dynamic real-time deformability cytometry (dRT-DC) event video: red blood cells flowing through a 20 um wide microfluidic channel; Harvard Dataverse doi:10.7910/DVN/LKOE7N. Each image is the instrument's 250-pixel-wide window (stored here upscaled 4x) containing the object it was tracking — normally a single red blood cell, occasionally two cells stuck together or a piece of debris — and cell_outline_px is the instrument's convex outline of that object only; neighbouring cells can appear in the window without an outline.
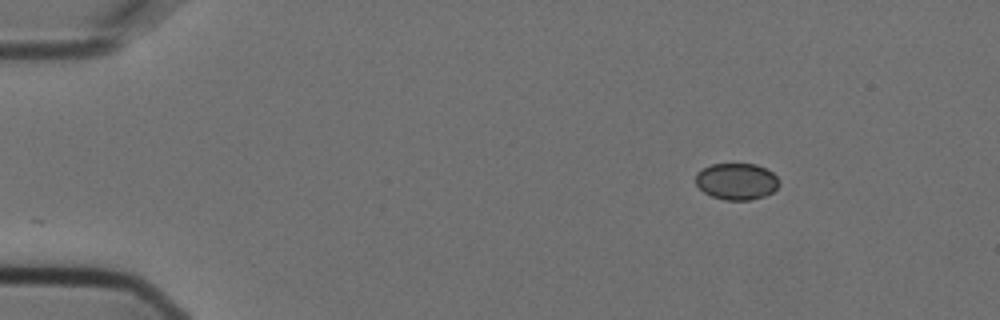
{"species": "Egyptian fruit bat (a non-hibernating species)", "species_latin": "Rousettus aegyptiacus", "temperature_condition": "cold", "stored_images_in_passage": 49, "camera_frame_rate_fps": 3000, "um_per_image_px": 0.085, "animal": {"sex": "female"}, "frame": {"image": 1, "passage_image": 1, "time_ms": 0.0, "image_size_px": [1000, 320], "cell_outline_px": [[780, 184], [772, 192], [764, 196], [748, 200], [724, 200], [712, 196], [704, 192], [696, 184], [696, 172], [712, 164], [756, 164], [772, 172], [776, 176]], "centroid_in_image_um": [62.6, 15.42], "position_along_channel_um": 22.4, "area_um2": 17.69}}
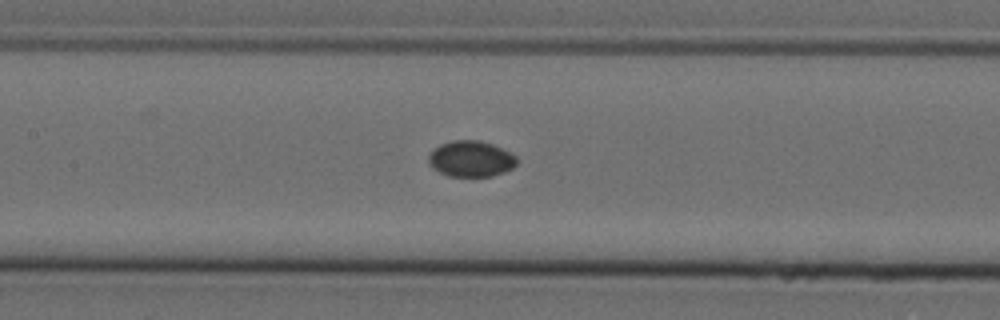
{"frame": {"image": 2, "passage_image": 20, "time_ms": 6.333, "image_size_px": [1000, 320], "cell_outline_px": [[516, 164], [512, 168], [504, 172], [492, 176], [448, 176], [432, 168], [428, 164], [428, 156], [432, 148], [440, 144], [452, 140], [480, 140], [492, 144], [516, 156]], "centroid_in_image_um": [39.97, 13.49], "position_along_channel_um": 167.4, "area_um2": 18.55}}
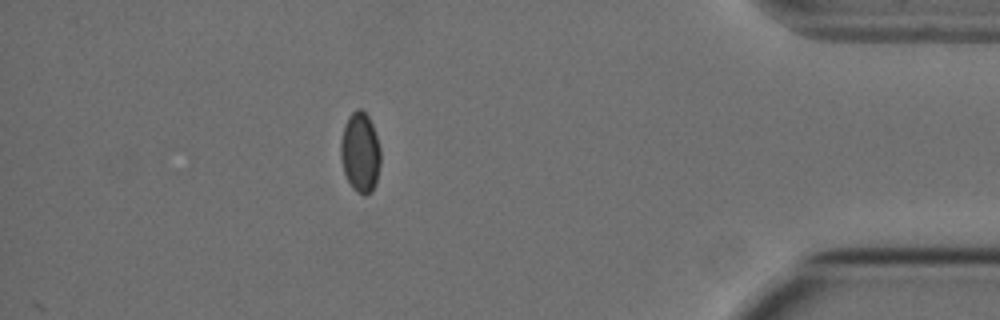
{"frame": {"image": 3, "passage_image": 43, "time_ms": 14.0, "image_size_px": [1000, 320], "cell_outline_px": [[380, 164], [376, 184], [372, 192], [364, 196], [356, 192], [352, 188], [344, 172], [340, 156], [340, 144], [344, 124], [348, 116], [356, 108], [360, 108], [368, 116], [372, 124], [380, 148]], "centroid_in_image_um": [30.61, 12.97], "position_along_channel_um": 404.6, "area_um2": 18.79}}